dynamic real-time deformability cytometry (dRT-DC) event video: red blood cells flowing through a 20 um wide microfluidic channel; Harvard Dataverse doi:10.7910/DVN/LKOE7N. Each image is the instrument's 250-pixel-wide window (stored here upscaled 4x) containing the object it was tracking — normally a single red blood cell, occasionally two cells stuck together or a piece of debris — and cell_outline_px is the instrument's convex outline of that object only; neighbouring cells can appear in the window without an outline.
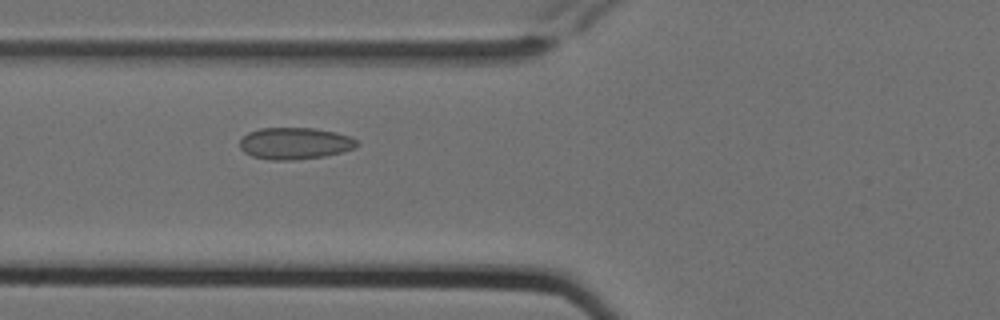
{"species": "Egyptian fruit bat (a non-hibernating species)", "species_latin": "Rousettus aegyptiacus", "temperature_condition": "cold", "stored_images_in_passage": 7, "camera_frame_rate_fps": 3000, "um_per_image_px": 0.085, "animal": {"sex": "female"}, "frame": {"image": 1, "passage_image": 6, "time_ms": 1.667, "image_size_px": [1000, 320], "cell_outline_px": [[360, 144], [356, 148], [324, 156], [292, 160], [272, 160], [252, 156], [244, 152], [240, 148], [240, 140], [248, 132], [260, 128], [312, 128], [336, 132], [348, 136], [356, 140]], "centroid_in_image_um": [25.06, 12.18], "position_along_channel_um": 100.7, "area_um2": 21.62}}
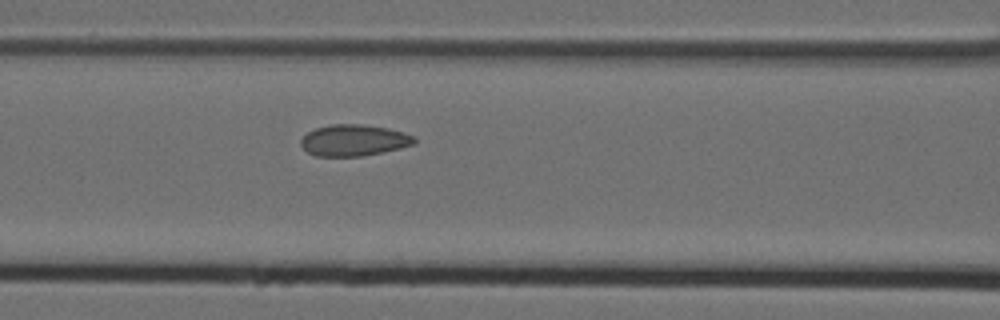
{"frame": {"image": 2, "passage_image": 7, "time_ms": 2.0, "image_size_px": [1000, 320], "cell_outline_px": [[416, 144], [384, 152], [360, 156], [316, 156], [308, 152], [300, 144], [300, 140], [308, 132], [316, 128], [332, 124], [364, 124], [388, 128], [404, 132], [416, 136]], "centroid_in_image_um": [30.12, 11.92], "position_along_channel_um": 136.5, "area_um2": 20.87}}